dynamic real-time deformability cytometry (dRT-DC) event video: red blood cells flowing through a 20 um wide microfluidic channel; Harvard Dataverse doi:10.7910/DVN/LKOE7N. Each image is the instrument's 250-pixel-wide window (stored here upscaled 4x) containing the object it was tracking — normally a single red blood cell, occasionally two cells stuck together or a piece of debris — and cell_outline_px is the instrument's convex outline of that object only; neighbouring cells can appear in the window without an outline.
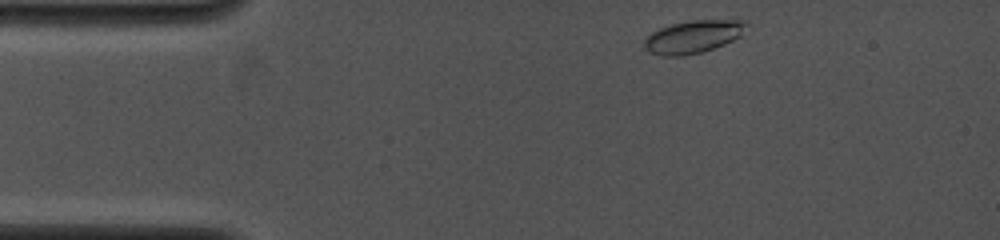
{"species": "common noctule bat (a hibernating species)", "species_latin": "Nyctalus noctula", "temperature_condition": "cold", "stored_images_in_passage": 15, "camera_frame_rate_fps": 4000, "um_per_image_px": 0.085, "animal": {"sex": "female", "body_mass_g": 19.0, "forearm_length_mm": 53.3}, "frame": {"image": 1, "passage_image": 1, "time_ms": 0.0, "image_size_px": [1000, 240], "cell_outline_px": [[748, 24], [744, 36], [724, 44], [700, 52], [684, 56], [664, 56], [648, 52], [644, 48], [644, 40], [652, 32], [660, 28], [672, 24], [692, 20], [748, 20]], "centroid_in_image_um": [58.97, 3.12], "position_along_channel_um": 26.0, "area_um2": 19.65}}
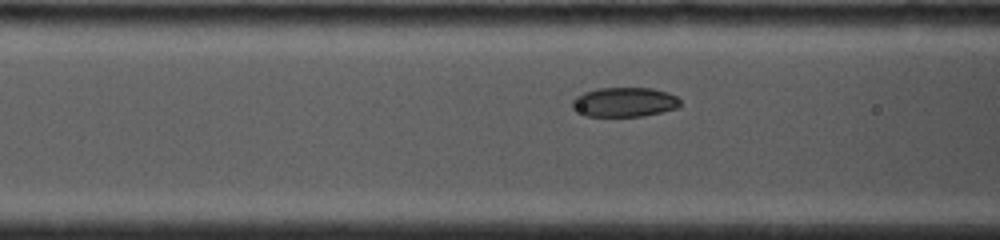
{"frame": {"image": 2, "passage_image": 8, "time_ms": 3.5, "image_size_px": [1000, 240], "cell_outline_px": [[680, 104], [676, 108], [644, 116], [584, 116], [572, 108], [572, 100], [576, 96], [584, 92], [600, 88], [652, 88], [668, 92], [676, 96], [680, 100]], "centroid_in_image_um": [53.05, 8.68], "position_along_channel_um": 113.5, "area_um2": 18.55}}
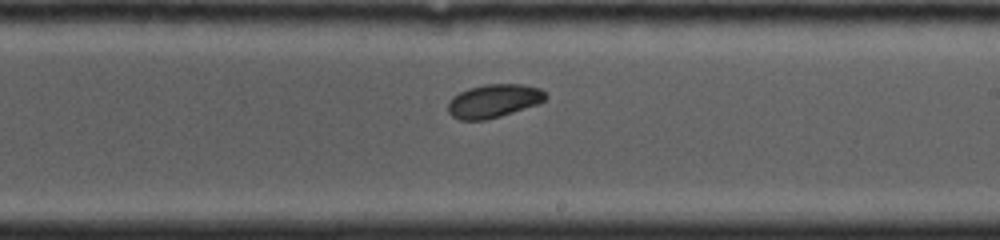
{"frame": {"image": 3, "passage_image": 15, "time_ms": 6.75, "image_size_px": [1000, 240], "cell_outline_px": [[548, 96], [540, 104], [500, 116], [484, 120], [460, 120], [452, 116], [448, 112], [448, 104], [452, 96], [468, 88], [484, 84], [520, 84], [540, 88]], "centroid_in_image_um": [41.96, 8.58], "position_along_channel_um": 247.0, "area_um2": 19.07}}